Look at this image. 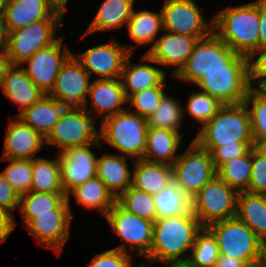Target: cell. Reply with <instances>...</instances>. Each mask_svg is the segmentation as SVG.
Returning a JSON list of instances; mask_svg holds the SVG:
<instances>
[{
    "mask_svg": "<svg viewBox=\"0 0 266 267\" xmlns=\"http://www.w3.org/2000/svg\"><path fill=\"white\" fill-rule=\"evenodd\" d=\"M236 216L244 222L255 235L266 242V195L241 191L237 196Z\"/></svg>",
    "mask_w": 266,
    "mask_h": 267,
    "instance_id": "obj_30",
    "label": "cell"
},
{
    "mask_svg": "<svg viewBox=\"0 0 266 267\" xmlns=\"http://www.w3.org/2000/svg\"><path fill=\"white\" fill-rule=\"evenodd\" d=\"M250 148H254V144H236L223 145L214 147L211 151V157L215 169L217 170L223 163L244 155Z\"/></svg>",
    "mask_w": 266,
    "mask_h": 267,
    "instance_id": "obj_47",
    "label": "cell"
},
{
    "mask_svg": "<svg viewBox=\"0 0 266 267\" xmlns=\"http://www.w3.org/2000/svg\"><path fill=\"white\" fill-rule=\"evenodd\" d=\"M88 97L91 98L93 110L97 111L99 116L101 115V122L125 110L127 103L120 78L95 79L90 83Z\"/></svg>",
    "mask_w": 266,
    "mask_h": 267,
    "instance_id": "obj_23",
    "label": "cell"
},
{
    "mask_svg": "<svg viewBox=\"0 0 266 267\" xmlns=\"http://www.w3.org/2000/svg\"><path fill=\"white\" fill-rule=\"evenodd\" d=\"M93 115L95 114L92 109L66 107L53 130L45 138V145L59 148L62 152L69 147L101 142V124L98 130Z\"/></svg>",
    "mask_w": 266,
    "mask_h": 267,
    "instance_id": "obj_7",
    "label": "cell"
},
{
    "mask_svg": "<svg viewBox=\"0 0 266 267\" xmlns=\"http://www.w3.org/2000/svg\"><path fill=\"white\" fill-rule=\"evenodd\" d=\"M164 265L165 267H191L187 263H166Z\"/></svg>",
    "mask_w": 266,
    "mask_h": 267,
    "instance_id": "obj_56",
    "label": "cell"
},
{
    "mask_svg": "<svg viewBox=\"0 0 266 267\" xmlns=\"http://www.w3.org/2000/svg\"><path fill=\"white\" fill-rule=\"evenodd\" d=\"M63 20H40L10 31L6 58L11 65H22L38 50L54 43Z\"/></svg>",
    "mask_w": 266,
    "mask_h": 267,
    "instance_id": "obj_11",
    "label": "cell"
},
{
    "mask_svg": "<svg viewBox=\"0 0 266 267\" xmlns=\"http://www.w3.org/2000/svg\"><path fill=\"white\" fill-rule=\"evenodd\" d=\"M196 86L222 104L244 102L251 87L248 58L236 53L227 62V69L210 70Z\"/></svg>",
    "mask_w": 266,
    "mask_h": 267,
    "instance_id": "obj_5",
    "label": "cell"
},
{
    "mask_svg": "<svg viewBox=\"0 0 266 267\" xmlns=\"http://www.w3.org/2000/svg\"><path fill=\"white\" fill-rule=\"evenodd\" d=\"M206 37H193L183 34L167 32L151 43L146 54L150 57V62L161 66L174 67L172 76H176L187 59L191 55L198 40Z\"/></svg>",
    "mask_w": 266,
    "mask_h": 267,
    "instance_id": "obj_19",
    "label": "cell"
},
{
    "mask_svg": "<svg viewBox=\"0 0 266 267\" xmlns=\"http://www.w3.org/2000/svg\"><path fill=\"white\" fill-rule=\"evenodd\" d=\"M10 163L1 172L9 184L20 194L30 192L32 184V160H6Z\"/></svg>",
    "mask_w": 266,
    "mask_h": 267,
    "instance_id": "obj_42",
    "label": "cell"
},
{
    "mask_svg": "<svg viewBox=\"0 0 266 267\" xmlns=\"http://www.w3.org/2000/svg\"><path fill=\"white\" fill-rule=\"evenodd\" d=\"M31 192L65 193L61 182L60 161L35 157L32 159Z\"/></svg>",
    "mask_w": 266,
    "mask_h": 267,
    "instance_id": "obj_33",
    "label": "cell"
},
{
    "mask_svg": "<svg viewBox=\"0 0 266 267\" xmlns=\"http://www.w3.org/2000/svg\"><path fill=\"white\" fill-rule=\"evenodd\" d=\"M9 30L4 16H0V53L6 54L9 42Z\"/></svg>",
    "mask_w": 266,
    "mask_h": 267,
    "instance_id": "obj_51",
    "label": "cell"
},
{
    "mask_svg": "<svg viewBox=\"0 0 266 267\" xmlns=\"http://www.w3.org/2000/svg\"><path fill=\"white\" fill-rule=\"evenodd\" d=\"M66 107L45 94L38 102L17 117L46 138L53 130Z\"/></svg>",
    "mask_w": 266,
    "mask_h": 267,
    "instance_id": "obj_27",
    "label": "cell"
},
{
    "mask_svg": "<svg viewBox=\"0 0 266 267\" xmlns=\"http://www.w3.org/2000/svg\"><path fill=\"white\" fill-rule=\"evenodd\" d=\"M254 149L266 157V138L262 140H258L254 143Z\"/></svg>",
    "mask_w": 266,
    "mask_h": 267,
    "instance_id": "obj_55",
    "label": "cell"
},
{
    "mask_svg": "<svg viewBox=\"0 0 266 267\" xmlns=\"http://www.w3.org/2000/svg\"><path fill=\"white\" fill-rule=\"evenodd\" d=\"M132 56L133 54H130L127 57L120 76L126 99L145 89L166 85V71L146 63L150 62L146 53L141 57L143 63L132 64Z\"/></svg>",
    "mask_w": 266,
    "mask_h": 267,
    "instance_id": "obj_21",
    "label": "cell"
},
{
    "mask_svg": "<svg viewBox=\"0 0 266 267\" xmlns=\"http://www.w3.org/2000/svg\"><path fill=\"white\" fill-rule=\"evenodd\" d=\"M220 255L233 257L249 265L262 260L263 242L237 216L210 224Z\"/></svg>",
    "mask_w": 266,
    "mask_h": 267,
    "instance_id": "obj_6",
    "label": "cell"
},
{
    "mask_svg": "<svg viewBox=\"0 0 266 267\" xmlns=\"http://www.w3.org/2000/svg\"><path fill=\"white\" fill-rule=\"evenodd\" d=\"M171 166L173 182L190 199L194 198L217 174L210 152L200 147L194 140L186 152L179 154Z\"/></svg>",
    "mask_w": 266,
    "mask_h": 267,
    "instance_id": "obj_10",
    "label": "cell"
},
{
    "mask_svg": "<svg viewBox=\"0 0 266 267\" xmlns=\"http://www.w3.org/2000/svg\"><path fill=\"white\" fill-rule=\"evenodd\" d=\"M148 129L147 119L127 108L101 122V140L123 156L143 159Z\"/></svg>",
    "mask_w": 266,
    "mask_h": 267,
    "instance_id": "obj_4",
    "label": "cell"
},
{
    "mask_svg": "<svg viewBox=\"0 0 266 267\" xmlns=\"http://www.w3.org/2000/svg\"><path fill=\"white\" fill-rule=\"evenodd\" d=\"M0 206L12 212L20 206V194L9 184L0 172Z\"/></svg>",
    "mask_w": 266,
    "mask_h": 267,
    "instance_id": "obj_48",
    "label": "cell"
},
{
    "mask_svg": "<svg viewBox=\"0 0 266 267\" xmlns=\"http://www.w3.org/2000/svg\"><path fill=\"white\" fill-rule=\"evenodd\" d=\"M135 0H104L82 38L96 31H110L127 25Z\"/></svg>",
    "mask_w": 266,
    "mask_h": 267,
    "instance_id": "obj_28",
    "label": "cell"
},
{
    "mask_svg": "<svg viewBox=\"0 0 266 267\" xmlns=\"http://www.w3.org/2000/svg\"><path fill=\"white\" fill-rule=\"evenodd\" d=\"M248 263L233 257L220 255L214 267H248Z\"/></svg>",
    "mask_w": 266,
    "mask_h": 267,
    "instance_id": "obj_52",
    "label": "cell"
},
{
    "mask_svg": "<svg viewBox=\"0 0 266 267\" xmlns=\"http://www.w3.org/2000/svg\"><path fill=\"white\" fill-rule=\"evenodd\" d=\"M133 164L131 186L136 189L154 195L173 182L171 165L144 159H135Z\"/></svg>",
    "mask_w": 266,
    "mask_h": 267,
    "instance_id": "obj_25",
    "label": "cell"
},
{
    "mask_svg": "<svg viewBox=\"0 0 266 267\" xmlns=\"http://www.w3.org/2000/svg\"><path fill=\"white\" fill-rule=\"evenodd\" d=\"M21 65L9 64L4 72L2 90L9 100L19 106L21 114L25 109L38 102L45 94L29 78Z\"/></svg>",
    "mask_w": 266,
    "mask_h": 267,
    "instance_id": "obj_22",
    "label": "cell"
},
{
    "mask_svg": "<svg viewBox=\"0 0 266 267\" xmlns=\"http://www.w3.org/2000/svg\"><path fill=\"white\" fill-rule=\"evenodd\" d=\"M69 0H47L50 8L63 18V14L67 11V3Z\"/></svg>",
    "mask_w": 266,
    "mask_h": 267,
    "instance_id": "obj_53",
    "label": "cell"
},
{
    "mask_svg": "<svg viewBox=\"0 0 266 267\" xmlns=\"http://www.w3.org/2000/svg\"><path fill=\"white\" fill-rule=\"evenodd\" d=\"M247 106L254 143L266 138V88L250 87L244 100ZM252 106L250 108L249 106Z\"/></svg>",
    "mask_w": 266,
    "mask_h": 267,
    "instance_id": "obj_39",
    "label": "cell"
},
{
    "mask_svg": "<svg viewBox=\"0 0 266 267\" xmlns=\"http://www.w3.org/2000/svg\"><path fill=\"white\" fill-rule=\"evenodd\" d=\"M248 267H266V265L262 261H259L257 263L248 265Z\"/></svg>",
    "mask_w": 266,
    "mask_h": 267,
    "instance_id": "obj_59",
    "label": "cell"
},
{
    "mask_svg": "<svg viewBox=\"0 0 266 267\" xmlns=\"http://www.w3.org/2000/svg\"><path fill=\"white\" fill-rule=\"evenodd\" d=\"M4 18L9 32L40 20H63L47 0H7Z\"/></svg>",
    "mask_w": 266,
    "mask_h": 267,
    "instance_id": "obj_24",
    "label": "cell"
},
{
    "mask_svg": "<svg viewBox=\"0 0 266 267\" xmlns=\"http://www.w3.org/2000/svg\"><path fill=\"white\" fill-rule=\"evenodd\" d=\"M194 141L208 152L223 145L254 144L247 106L244 102L223 104Z\"/></svg>",
    "mask_w": 266,
    "mask_h": 267,
    "instance_id": "obj_3",
    "label": "cell"
},
{
    "mask_svg": "<svg viewBox=\"0 0 266 267\" xmlns=\"http://www.w3.org/2000/svg\"><path fill=\"white\" fill-rule=\"evenodd\" d=\"M125 211L155 222L157 219L154 196L130 186L116 198Z\"/></svg>",
    "mask_w": 266,
    "mask_h": 267,
    "instance_id": "obj_38",
    "label": "cell"
},
{
    "mask_svg": "<svg viewBox=\"0 0 266 267\" xmlns=\"http://www.w3.org/2000/svg\"><path fill=\"white\" fill-rule=\"evenodd\" d=\"M212 20L213 32L235 53L248 58L260 47L258 0L227 6Z\"/></svg>",
    "mask_w": 266,
    "mask_h": 267,
    "instance_id": "obj_2",
    "label": "cell"
},
{
    "mask_svg": "<svg viewBox=\"0 0 266 267\" xmlns=\"http://www.w3.org/2000/svg\"><path fill=\"white\" fill-rule=\"evenodd\" d=\"M2 160H32L45 145V138L20 118H10L4 138Z\"/></svg>",
    "mask_w": 266,
    "mask_h": 267,
    "instance_id": "obj_20",
    "label": "cell"
},
{
    "mask_svg": "<svg viewBox=\"0 0 266 267\" xmlns=\"http://www.w3.org/2000/svg\"><path fill=\"white\" fill-rule=\"evenodd\" d=\"M247 192L266 195V157L252 148V169Z\"/></svg>",
    "mask_w": 266,
    "mask_h": 267,
    "instance_id": "obj_46",
    "label": "cell"
},
{
    "mask_svg": "<svg viewBox=\"0 0 266 267\" xmlns=\"http://www.w3.org/2000/svg\"><path fill=\"white\" fill-rule=\"evenodd\" d=\"M165 86H154L149 89L132 94L127 99L128 109L133 108L132 112L148 119L157 109L163 96Z\"/></svg>",
    "mask_w": 266,
    "mask_h": 267,
    "instance_id": "obj_43",
    "label": "cell"
},
{
    "mask_svg": "<svg viewBox=\"0 0 266 267\" xmlns=\"http://www.w3.org/2000/svg\"><path fill=\"white\" fill-rule=\"evenodd\" d=\"M261 261L266 265V242H264L262 246V260Z\"/></svg>",
    "mask_w": 266,
    "mask_h": 267,
    "instance_id": "obj_58",
    "label": "cell"
},
{
    "mask_svg": "<svg viewBox=\"0 0 266 267\" xmlns=\"http://www.w3.org/2000/svg\"><path fill=\"white\" fill-rule=\"evenodd\" d=\"M8 65L9 62L6 58V55L0 53V88L2 87L4 72Z\"/></svg>",
    "mask_w": 266,
    "mask_h": 267,
    "instance_id": "obj_54",
    "label": "cell"
},
{
    "mask_svg": "<svg viewBox=\"0 0 266 267\" xmlns=\"http://www.w3.org/2000/svg\"><path fill=\"white\" fill-rule=\"evenodd\" d=\"M71 196L76 198L77 205L96 209L103 217L116 203V197L97 176L72 189L67 194L68 201H71Z\"/></svg>",
    "mask_w": 266,
    "mask_h": 267,
    "instance_id": "obj_31",
    "label": "cell"
},
{
    "mask_svg": "<svg viewBox=\"0 0 266 267\" xmlns=\"http://www.w3.org/2000/svg\"><path fill=\"white\" fill-rule=\"evenodd\" d=\"M89 73L72 54L62 65L54 86L47 94L65 107H83L87 109V96L91 83Z\"/></svg>",
    "mask_w": 266,
    "mask_h": 267,
    "instance_id": "obj_15",
    "label": "cell"
},
{
    "mask_svg": "<svg viewBox=\"0 0 266 267\" xmlns=\"http://www.w3.org/2000/svg\"><path fill=\"white\" fill-rule=\"evenodd\" d=\"M16 227V221L8 210L0 206V244L4 243Z\"/></svg>",
    "mask_w": 266,
    "mask_h": 267,
    "instance_id": "obj_49",
    "label": "cell"
},
{
    "mask_svg": "<svg viewBox=\"0 0 266 267\" xmlns=\"http://www.w3.org/2000/svg\"><path fill=\"white\" fill-rule=\"evenodd\" d=\"M130 38L136 42V45H124L131 53L138 46L147 45L156 41L158 32L164 30L162 12H152L150 10H133V14L127 26Z\"/></svg>",
    "mask_w": 266,
    "mask_h": 267,
    "instance_id": "obj_32",
    "label": "cell"
},
{
    "mask_svg": "<svg viewBox=\"0 0 266 267\" xmlns=\"http://www.w3.org/2000/svg\"><path fill=\"white\" fill-rule=\"evenodd\" d=\"M153 196L157 219L182 215L191 209V199L174 182Z\"/></svg>",
    "mask_w": 266,
    "mask_h": 267,
    "instance_id": "obj_34",
    "label": "cell"
},
{
    "mask_svg": "<svg viewBox=\"0 0 266 267\" xmlns=\"http://www.w3.org/2000/svg\"><path fill=\"white\" fill-rule=\"evenodd\" d=\"M181 143L182 135L180 133L149 128L143 159L149 162L172 165L179 156L176 152Z\"/></svg>",
    "mask_w": 266,
    "mask_h": 267,
    "instance_id": "obj_29",
    "label": "cell"
},
{
    "mask_svg": "<svg viewBox=\"0 0 266 267\" xmlns=\"http://www.w3.org/2000/svg\"><path fill=\"white\" fill-rule=\"evenodd\" d=\"M223 104L202 91L190 93L187 105L183 106L184 115H190L202 126L209 122Z\"/></svg>",
    "mask_w": 266,
    "mask_h": 267,
    "instance_id": "obj_41",
    "label": "cell"
},
{
    "mask_svg": "<svg viewBox=\"0 0 266 267\" xmlns=\"http://www.w3.org/2000/svg\"><path fill=\"white\" fill-rule=\"evenodd\" d=\"M73 211L66 198L52 213L21 214L26 230L39 245L61 254L70 236Z\"/></svg>",
    "mask_w": 266,
    "mask_h": 267,
    "instance_id": "obj_9",
    "label": "cell"
},
{
    "mask_svg": "<svg viewBox=\"0 0 266 267\" xmlns=\"http://www.w3.org/2000/svg\"><path fill=\"white\" fill-rule=\"evenodd\" d=\"M190 252L186 263L191 267H214L220 256L217 240L207 227L197 233Z\"/></svg>",
    "mask_w": 266,
    "mask_h": 267,
    "instance_id": "obj_37",
    "label": "cell"
},
{
    "mask_svg": "<svg viewBox=\"0 0 266 267\" xmlns=\"http://www.w3.org/2000/svg\"><path fill=\"white\" fill-rule=\"evenodd\" d=\"M177 99L164 95L157 109L147 119L149 128L164 129L180 133L184 111Z\"/></svg>",
    "mask_w": 266,
    "mask_h": 267,
    "instance_id": "obj_36",
    "label": "cell"
},
{
    "mask_svg": "<svg viewBox=\"0 0 266 267\" xmlns=\"http://www.w3.org/2000/svg\"><path fill=\"white\" fill-rule=\"evenodd\" d=\"M127 156L104 153L97 159L96 176L117 198L132 183V169L128 167Z\"/></svg>",
    "mask_w": 266,
    "mask_h": 267,
    "instance_id": "obj_26",
    "label": "cell"
},
{
    "mask_svg": "<svg viewBox=\"0 0 266 267\" xmlns=\"http://www.w3.org/2000/svg\"><path fill=\"white\" fill-rule=\"evenodd\" d=\"M92 146L103 147L101 142L85 146L69 147L58 152L61 167L62 187L67 195L76 186L96 176L97 157Z\"/></svg>",
    "mask_w": 266,
    "mask_h": 267,
    "instance_id": "obj_17",
    "label": "cell"
},
{
    "mask_svg": "<svg viewBox=\"0 0 266 267\" xmlns=\"http://www.w3.org/2000/svg\"><path fill=\"white\" fill-rule=\"evenodd\" d=\"M260 47L266 46V0H258Z\"/></svg>",
    "mask_w": 266,
    "mask_h": 267,
    "instance_id": "obj_50",
    "label": "cell"
},
{
    "mask_svg": "<svg viewBox=\"0 0 266 267\" xmlns=\"http://www.w3.org/2000/svg\"><path fill=\"white\" fill-rule=\"evenodd\" d=\"M65 193L28 192L20 195V214L52 213L65 199Z\"/></svg>",
    "mask_w": 266,
    "mask_h": 267,
    "instance_id": "obj_40",
    "label": "cell"
},
{
    "mask_svg": "<svg viewBox=\"0 0 266 267\" xmlns=\"http://www.w3.org/2000/svg\"><path fill=\"white\" fill-rule=\"evenodd\" d=\"M130 54L125 46L115 39L77 55L73 53L90 77L93 73L98 76L97 79L120 78L124 63Z\"/></svg>",
    "mask_w": 266,
    "mask_h": 267,
    "instance_id": "obj_18",
    "label": "cell"
},
{
    "mask_svg": "<svg viewBox=\"0 0 266 267\" xmlns=\"http://www.w3.org/2000/svg\"><path fill=\"white\" fill-rule=\"evenodd\" d=\"M248 71L251 87L266 88V46L259 47L248 57Z\"/></svg>",
    "mask_w": 266,
    "mask_h": 267,
    "instance_id": "obj_44",
    "label": "cell"
},
{
    "mask_svg": "<svg viewBox=\"0 0 266 267\" xmlns=\"http://www.w3.org/2000/svg\"><path fill=\"white\" fill-rule=\"evenodd\" d=\"M63 37H59L51 45L38 50L21 67L24 68L29 78L44 93L48 94L54 86L57 75L62 65L73 54L72 50L64 47Z\"/></svg>",
    "mask_w": 266,
    "mask_h": 267,
    "instance_id": "obj_16",
    "label": "cell"
},
{
    "mask_svg": "<svg viewBox=\"0 0 266 267\" xmlns=\"http://www.w3.org/2000/svg\"><path fill=\"white\" fill-rule=\"evenodd\" d=\"M132 258L130 252L112 248L95 255L87 267H132ZM135 267H141V265Z\"/></svg>",
    "mask_w": 266,
    "mask_h": 267,
    "instance_id": "obj_45",
    "label": "cell"
},
{
    "mask_svg": "<svg viewBox=\"0 0 266 267\" xmlns=\"http://www.w3.org/2000/svg\"><path fill=\"white\" fill-rule=\"evenodd\" d=\"M199 220L190 209L182 215L156 219L150 253L145 257L150 267L154 262L186 263L197 233L202 229Z\"/></svg>",
    "mask_w": 266,
    "mask_h": 267,
    "instance_id": "obj_1",
    "label": "cell"
},
{
    "mask_svg": "<svg viewBox=\"0 0 266 267\" xmlns=\"http://www.w3.org/2000/svg\"><path fill=\"white\" fill-rule=\"evenodd\" d=\"M251 169L252 148H250L244 155L223 163L217 169V175L230 187L241 192L246 191L249 188Z\"/></svg>",
    "mask_w": 266,
    "mask_h": 267,
    "instance_id": "obj_35",
    "label": "cell"
},
{
    "mask_svg": "<svg viewBox=\"0 0 266 267\" xmlns=\"http://www.w3.org/2000/svg\"><path fill=\"white\" fill-rule=\"evenodd\" d=\"M235 54L212 32L208 37L198 40L186 64L174 77L196 85L210 70L227 69V62Z\"/></svg>",
    "mask_w": 266,
    "mask_h": 267,
    "instance_id": "obj_12",
    "label": "cell"
},
{
    "mask_svg": "<svg viewBox=\"0 0 266 267\" xmlns=\"http://www.w3.org/2000/svg\"><path fill=\"white\" fill-rule=\"evenodd\" d=\"M238 191L217 174L191 199V210L202 227L237 214Z\"/></svg>",
    "mask_w": 266,
    "mask_h": 267,
    "instance_id": "obj_8",
    "label": "cell"
},
{
    "mask_svg": "<svg viewBox=\"0 0 266 267\" xmlns=\"http://www.w3.org/2000/svg\"><path fill=\"white\" fill-rule=\"evenodd\" d=\"M105 219L113 233L123 241V244L114 249L126 253L134 252L142 257H146L150 253L154 232L153 221L129 213L117 203L108 211ZM126 244L131 250L128 251Z\"/></svg>",
    "mask_w": 266,
    "mask_h": 267,
    "instance_id": "obj_13",
    "label": "cell"
},
{
    "mask_svg": "<svg viewBox=\"0 0 266 267\" xmlns=\"http://www.w3.org/2000/svg\"><path fill=\"white\" fill-rule=\"evenodd\" d=\"M7 0H0V16H4Z\"/></svg>",
    "mask_w": 266,
    "mask_h": 267,
    "instance_id": "obj_57",
    "label": "cell"
},
{
    "mask_svg": "<svg viewBox=\"0 0 266 267\" xmlns=\"http://www.w3.org/2000/svg\"><path fill=\"white\" fill-rule=\"evenodd\" d=\"M194 0H165L161 8L164 32L193 37H208L213 20L204 19Z\"/></svg>",
    "mask_w": 266,
    "mask_h": 267,
    "instance_id": "obj_14",
    "label": "cell"
}]
</instances>
